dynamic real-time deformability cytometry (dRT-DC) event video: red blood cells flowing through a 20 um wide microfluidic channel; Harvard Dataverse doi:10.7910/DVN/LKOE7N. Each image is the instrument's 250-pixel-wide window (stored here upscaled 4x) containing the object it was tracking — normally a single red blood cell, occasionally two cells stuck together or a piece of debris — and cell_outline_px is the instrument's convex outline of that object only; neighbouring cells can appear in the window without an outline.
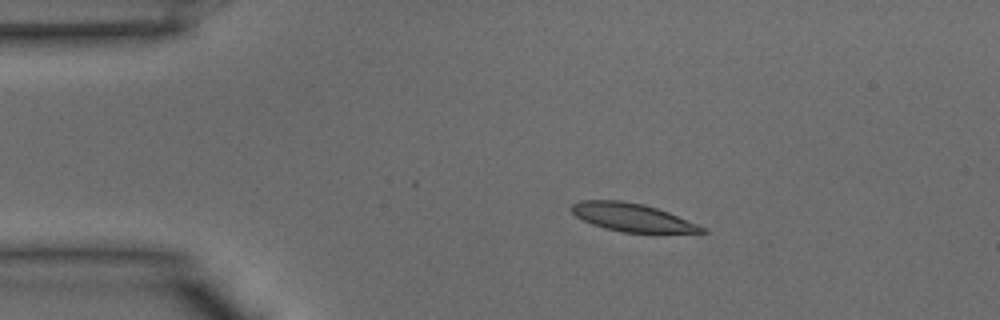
{"species": "common noctule bat (a hibernating species)", "species_latin": "Nyctalus noctula", "temperature_condition": "warm", "stored_images_in_passage": 37, "camera_frame_rate_fps": 3000, "um_per_image_px": 0.085, "animal": {"sex": "male", "body_mass_g": 15.6}, "frame": {"image": 1, "passage_image": 5, "time_ms": 1.333, "image_size_px": [1000, 320], "cell_outline_px": [[708, 232], [624, 232], [604, 228], [592, 224], [576, 216], [568, 208], [572, 204], [580, 200], [620, 200], [644, 204], [668, 212], [708, 228]], "centroid_in_image_um": [53.71, 18.46], "position_along_channel_um": 31.3, "area_um2": 21.21}}
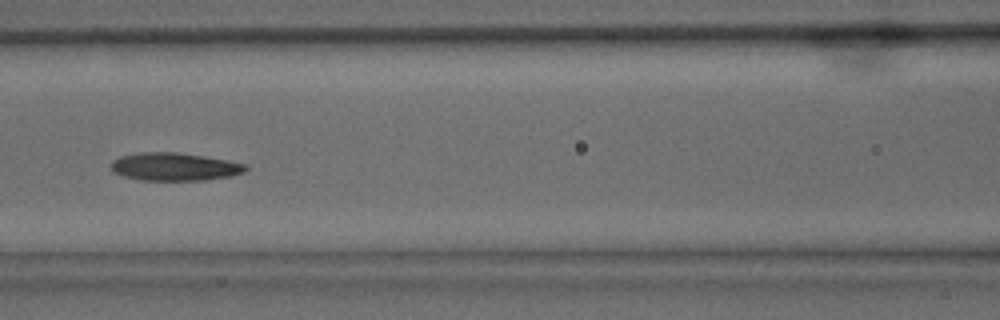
{"frame": {"image": 2, "passage_image": 15, "time_ms": 4.667, "image_size_px": [1000, 320], "cell_outline_px": [[248, 168], [244, 172], [232, 176], [204, 180], [140, 180], [124, 176], [112, 172], [112, 160], [120, 156], [140, 152], [176, 152], [204, 156], [228, 160], [248, 164]], "centroid_in_image_um": [14.86, 14.17], "position_along_channel_um": 151.7, "area_um2": 22.02}}
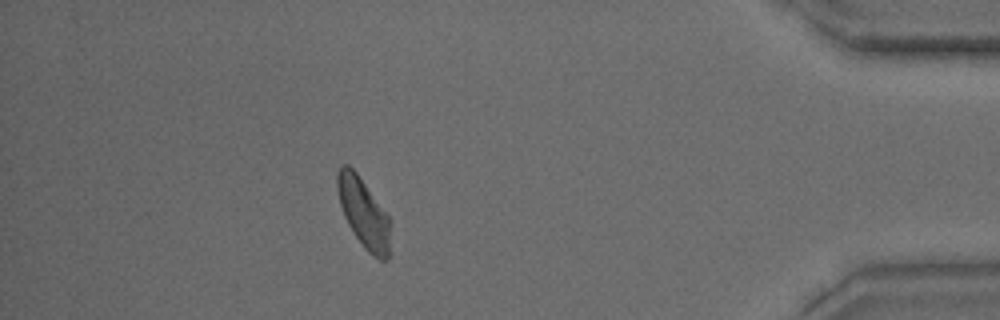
{"frame": {"image": 3, "passage_image": 33, "time_ms": 10.667, "image_size_px": [1000, 320], "cell_outline_px": [[388, 260], [380, 260], [368, 252], [364, 248], [348, 224], [344, 216], [340, 204], [336, 188], [336, 172], [340, 164], [348, 164], [356, 172], [388, 216]], "centroid_in_image_um": [30.84, 18.04], "position_along_channel_um": 404.4, "area_um2": 20.92}}